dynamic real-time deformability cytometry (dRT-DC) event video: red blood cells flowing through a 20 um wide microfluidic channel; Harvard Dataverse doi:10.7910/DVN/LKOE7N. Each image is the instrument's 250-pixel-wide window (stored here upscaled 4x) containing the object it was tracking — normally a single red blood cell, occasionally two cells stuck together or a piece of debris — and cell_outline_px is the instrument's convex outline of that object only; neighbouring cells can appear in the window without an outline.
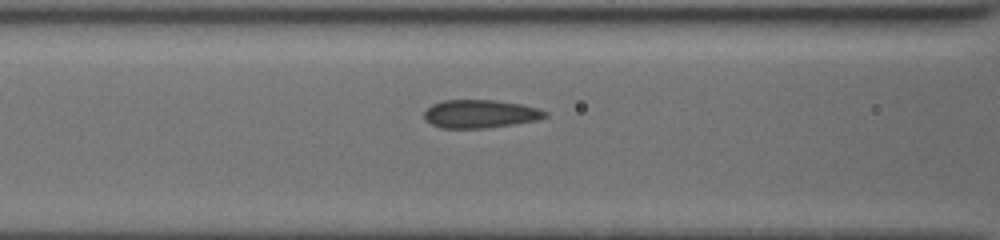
{"species": "common noctule bat (a hibernating species)", "species_latin": "Nyctalus noctula", "temperature_condition": "cold", "stored_images_in_passage": 7, "camera_frame_rate_fps": 3000, "um_per_image_px": 0.085, "animal": {"sex": "female", "body_mass_g": 19.5, "forearm_length_mm": 54.1}, "frame": {"image": 1, "passage_image": 5, "time_ms": 1.333, "image_size_px": [1000, 240], "cell_outline_px": [[548, 116], [536, 120], [488, 128], [440, 128], [424, 120], [424, 112], [432, 104], [440, 100], [496, 100], [524, 104], [548, 112]], "centroid_in_image_um": [40.8, 9.67], "position_along_channel_um": 125.8, "area_um2": 20.0}}